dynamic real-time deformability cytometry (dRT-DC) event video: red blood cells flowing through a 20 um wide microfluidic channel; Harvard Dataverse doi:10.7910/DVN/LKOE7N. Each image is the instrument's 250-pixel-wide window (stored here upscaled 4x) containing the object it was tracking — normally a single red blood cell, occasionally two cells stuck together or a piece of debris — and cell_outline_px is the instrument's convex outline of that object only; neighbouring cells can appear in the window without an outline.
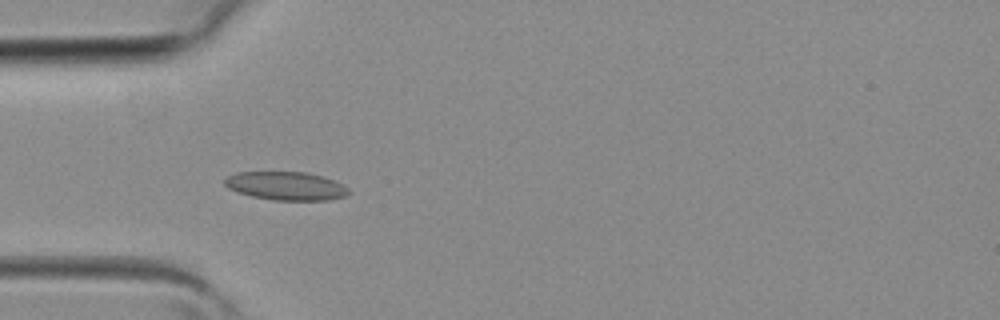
{"species": "common noctule bat (a hibernating species)", "species_latin": "Nyctalus noctula", "temperature_condition": "room temperature", "stored_images_in_passage": 3, "camera_frame_rate_fps": 3000, "um_per_image_px": 0.085, "animal": {"sex": "female", "body_mass_g": 19.3, "forearm_length_mm": 54.1}, "frame": {"image": 1, "passage_image": 3, "time_ms": 0.667, "image_size_px": [1000, 320], "cell_outline_px": [[352, 192], [344, 196], [328, 200], [272, 200], [252, 196], [228, 188], [224, 184], [224, 180], [228, 176], [236, 172], [308, 172], [344, 184]], "centroid_in_image_um": [24.33, 15.8], "position_along_channel_um": 60.7, "area_um2": 20.46}}